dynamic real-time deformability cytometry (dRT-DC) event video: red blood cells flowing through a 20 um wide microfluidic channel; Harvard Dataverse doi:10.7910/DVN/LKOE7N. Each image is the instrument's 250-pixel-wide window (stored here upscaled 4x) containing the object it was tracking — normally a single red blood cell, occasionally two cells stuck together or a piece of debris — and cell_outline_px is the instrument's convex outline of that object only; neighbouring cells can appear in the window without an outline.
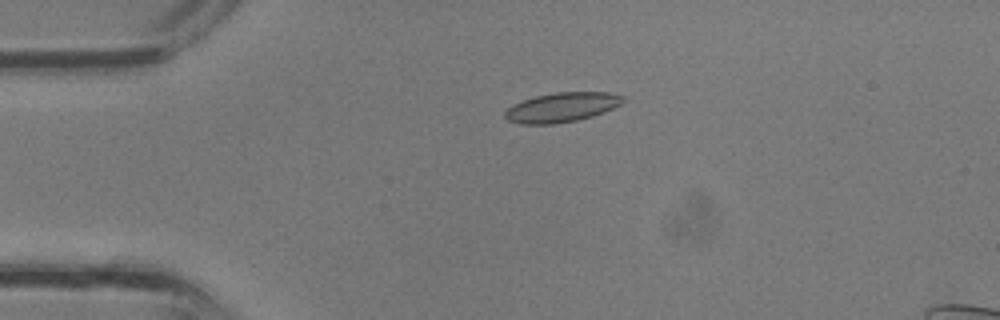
{"species": "common noctule bat (a hibernating species)", "species_latin": "Nyctalus noctula", "temperature_condition": "room temperature", "stored_images_in_passage": 30, "camera_frame_rate_fps": 3000, "um_per_image_px": 0.085, "animal": {"sex": "male", "body_mass_g": 13.3}, "frame": {"image": 1, "passage_image": 1, "time_ms": 0.0, "image_size_px": [1000, 320], "cell_outline_px": [[624, 100], [620, 104], [604, 112], [592, 116], [576, 120], [552, 124], [520, 124], [508, 120], [504, 116], [504, 112], [512, 104], [536, 96], [556, 92], [608, 92], [624, 96]], "centroid_in_image_um": [47.73, 9.12], "position_along_channel_um": 37.3, "area_um2": 20.17}}
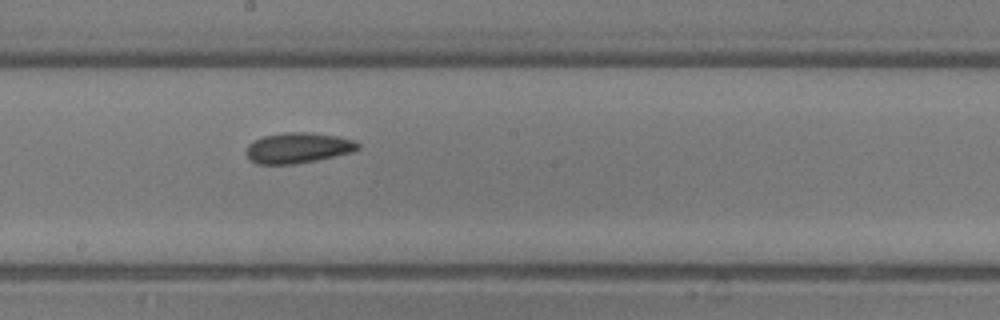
{"frame": {"image": 2, "passage_image": 13, "time_ms": 4.0, "image_size_px": [1000, 320], "cell_outline_px": [[360, 148], [352, 152], [316, 160], [296, 164], [256, 164], [248, 160], [248, 144], [264, 136], [284, 132], [304, 132], [336, 136], [352, 140], [360, 144]], "centroid_in_image_um": [25.32, 12.58], "position_along_channel_um": 222.9, "area_um2": 19.65}}
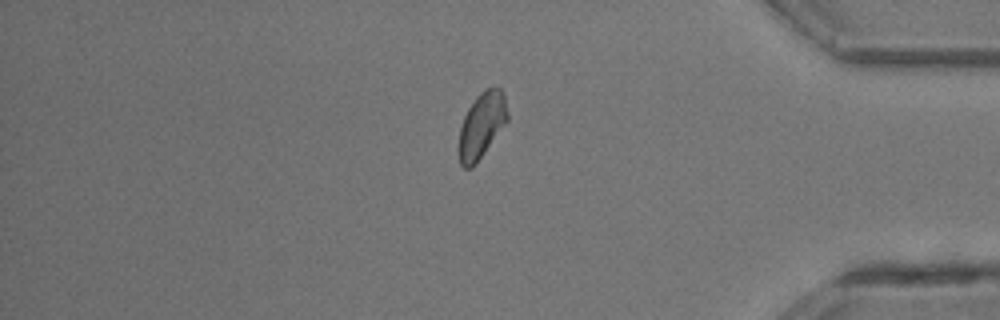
{"frame": {"image": 3, "passage_image": 24, "time_ms": 7.667, "image_size_px": [1000, 320], "cell_outline_px": [[508, 120], [476, 164], [472, 168], [464, 168], [460, 164], [456, 148], [460, 128], [464, 116], [468, 108], [476, 96], [484, 88], [500, 88], [504, 96], [508, 112]], "centroid_in_image_um": [40.9, 10.69], "position_along_channel_um": 394.3, "area_um2": 18.84}}